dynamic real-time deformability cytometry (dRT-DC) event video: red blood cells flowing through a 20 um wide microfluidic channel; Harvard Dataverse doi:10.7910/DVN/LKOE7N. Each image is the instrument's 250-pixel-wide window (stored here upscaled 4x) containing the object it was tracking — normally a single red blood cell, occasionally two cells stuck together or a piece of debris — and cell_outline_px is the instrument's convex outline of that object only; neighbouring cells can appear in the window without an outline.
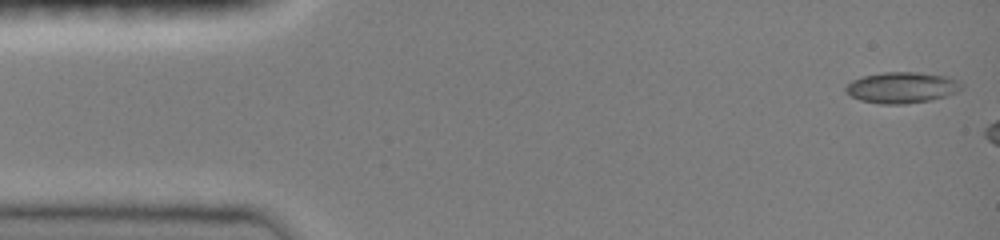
{"species": "common noctule bat (a hibernating species)", "species_latin": "Nyctalus noctula", "temperature_condition": "room temperature", "stored_images_in_passage": 13, "camera_frame_rate_fps": 3000, "um_per_image_px": 0.085, "animal": {"sex": "female", "body_mass_g": 19.0, "forearm_length_mm": 51.5}, "frame": {"image": 1, "passage_image": 1, "time_ms": 0.0, "image_size_px": [1000, 240], "cell_outline_px": [[964, 88], [956, 92], [932, 100], [904, 104], [880, 104], [860, 100], [844, 92], [844, 88], [852, 80], [864, 76], [884, 72], [916, 72], [944, 76], [960, 80], [964, 84]], "centroid_in_image_um": [76.67, 7.45], "position_along_channel_um": 8.3, "area_um2": 21.04}}